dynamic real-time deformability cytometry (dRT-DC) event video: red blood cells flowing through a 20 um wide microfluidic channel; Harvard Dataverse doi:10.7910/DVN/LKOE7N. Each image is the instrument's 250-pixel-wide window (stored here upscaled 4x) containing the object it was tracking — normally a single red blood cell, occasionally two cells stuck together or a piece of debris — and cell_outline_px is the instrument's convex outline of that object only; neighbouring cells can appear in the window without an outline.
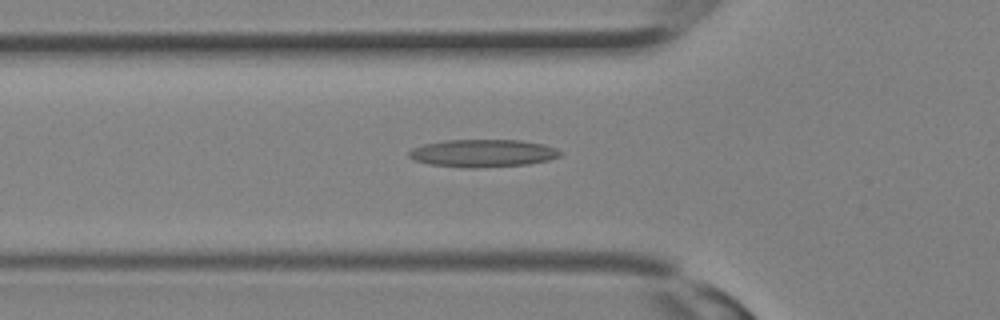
{"species": "Egyptian fruit bat (a non-hibernating species)", "species_latin": "Rousettus aegyptiacus", "temperature_condition": "room temperature", "stored_images_in_passage": 31, "camera_frame_rate_fps": 3000, "um_per_image_px": 0.085, "animal": {"sex": "female"}, "frame": {"image": 1, "passage_image": 11, "time_ms": 3.333, "image_size_px": [1000, 320], "cell_outline_px": [[560, 156], [548, 160], [528, 164], [472, 168], [468, 168], [428, 164], [416, 160], [408, 156], [408, 152], [412, 148], [424, 144], [444, 140], [520, 140], [544, 144], [556, 148], [560, 152]], "centroid_in_image_um": [41.02, 13.02], "position_along_channel_um": 84.8, "area_um2": 24.28}}
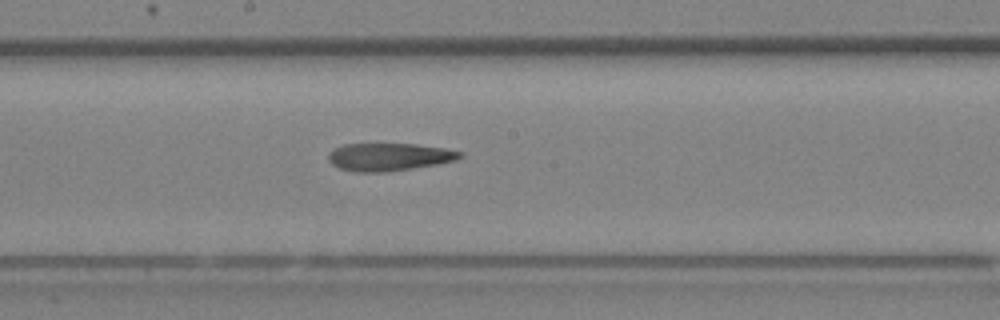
{"frame": {"image": 2, "passage_image": 17, "time_ms": 5.333, "image_size_px": [1000, 320], "cell_outline_px": [[464, 156], [456, 160], [436, 164], [412, 168], [384, 172], [356, 172], [340, 168], [332, 164], [328, 160], [328, 152], [344, 144], [416, 144], [444, 148], [464, 152]], "centroid_in_image_um": [33.08, 13.33], "position_along_channel_um": 215.1, "area_um2": 21.21}}
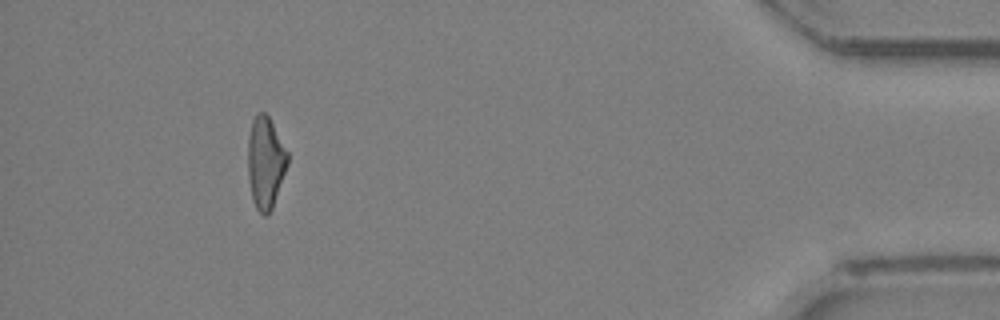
{"frame": {"image": 3, "passage_image": 29, "time_ms": 9.333, "image_size_px": [1000, 320], "cell_outline_px": [[288, 164], [272, 208], [268, 216], [264, 216], [256, 208], [252, 200], [248, 176], [248, 136], [252, 120], [256, 112], [264, 112], [268, 116], [288, 152]], "centroid_in_image_um": [22.55, 13.82], "position_along_channel_um": 412.6, "area_um2": 21.27}}